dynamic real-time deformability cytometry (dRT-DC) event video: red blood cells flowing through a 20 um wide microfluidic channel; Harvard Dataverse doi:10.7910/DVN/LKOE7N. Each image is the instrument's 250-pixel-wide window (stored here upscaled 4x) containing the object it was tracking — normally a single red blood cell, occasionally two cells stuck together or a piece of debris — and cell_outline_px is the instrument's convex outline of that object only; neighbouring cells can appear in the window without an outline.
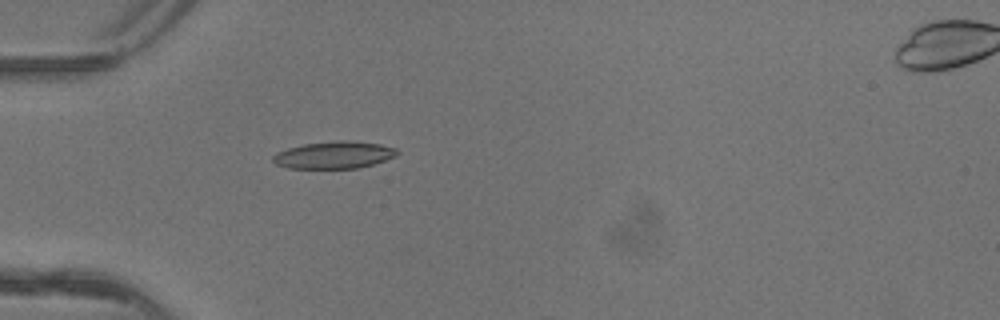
{"species": "common noctule bat (a hibernating species)", "species_latin": "Nyctalus noctula", "temperature_condition": "warm", "stored_images_in_passage": 6, "camera_frame_rate_fps": 3000, "um_per_image_px": 0.085, "animal": {"sex": "female"}, "frame": {"image": 1, "passage_image": 5, "time_ms": 1.333, "image_size_px": [1000, 320], "cell_outline_px": [[400, 152], [396, 156], [360, 168], [288, 168], [276, 164], [272, 160], [272, 156], [276, 152], [288, 148], [304, 144], [340, 140], [348, 140], [380, 144], [396, 148]], "centroid_in_image_um": [28.39, 13.17], "position_along_channel_um": 56.6, "area_um2": 19.65}}